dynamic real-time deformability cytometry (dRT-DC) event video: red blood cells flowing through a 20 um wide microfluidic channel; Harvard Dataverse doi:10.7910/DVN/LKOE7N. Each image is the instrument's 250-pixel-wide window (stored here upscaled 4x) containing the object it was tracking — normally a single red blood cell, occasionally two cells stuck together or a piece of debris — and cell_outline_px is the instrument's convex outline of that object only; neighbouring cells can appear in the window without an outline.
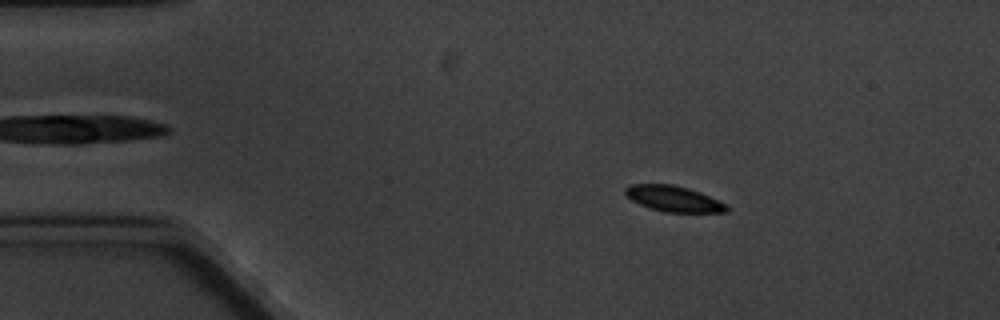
{"species": "common noctule bat (a hibernating species)", "species_latin": "Nyctalus noctula", "temperature_condition": "cold", "stored_images_in_passage": 4, "camera_frame_rate_fps": 3000, "um_per_image_px": 0.085, "animal": {"sex": "male", "body_mass_g": 20.1, "forearm_length_mm": 53.5}, "frame": {"image": 1, "passage_image": 2, "time_ms": 1.0, "image_size_px": [1000, 320], "cell_outline_px": [[728, 212], [664, 212], [640, 204], [632, 200], [624, 192], [624, 188], [628, 184], [672, 184], [688, 188], [700, 192], [720, 200], [728, 204]], "centroid_in_image_um": [57.28, 16.88], "position_along_channel_um": 27.7, "area_um2": 15.26}}